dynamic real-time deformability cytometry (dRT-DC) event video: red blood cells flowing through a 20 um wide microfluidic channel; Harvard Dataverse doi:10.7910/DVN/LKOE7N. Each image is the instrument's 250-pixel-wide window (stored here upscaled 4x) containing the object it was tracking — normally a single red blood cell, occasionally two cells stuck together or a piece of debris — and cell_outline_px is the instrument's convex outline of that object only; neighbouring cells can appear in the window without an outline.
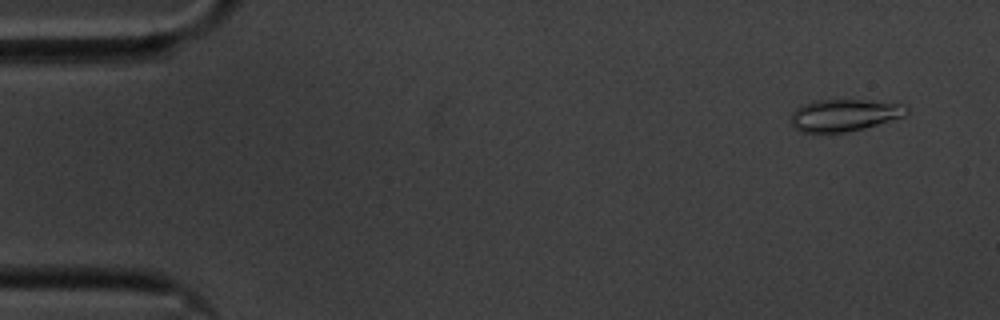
{"species": "common noctule bat (a hibernating species)", "species_latin": "Nyctalus noctula", "temperature_condition": "cold", "stored_images_in_passage": 56, "camera_frame_rate_fps": 3000, "um_per_image_px": 0.085, "animal": {"sex": "male", "body_mass_g": 20.1, "forearm_length_mm": 53.5}, "frame": {"image": 1, "passage_image": 4, "time_ms": 1.0, "image_size_px": [1000, 320], "cell_outline_px": [[908, 112], [904, 116], [864, 128], [848, 132], [800, 132], [792, 124], [792, 112], [796, 108], [812, 100], [864, 100], [900, 104], [908, 108]], "centroid_in_image_um": [71.74, 9.79], "position_along_channel_um": 13.3, "area_um2": 21.33}}
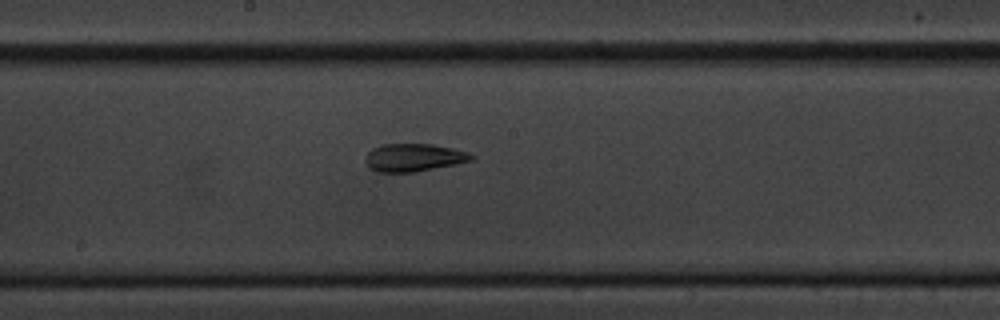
{"frame": {"image": 2, "passage_image": 30, "time_ms": 9.667, "image_size_px": [1000, 320], "cell_outline_px": [[476, 156], [472, 160], [456, 164], [416, 172], [380, 172], [368, 168], [364, 160], [364, 156], [372, 148], [384, 144], [432, 144], [452, 148], [468, 152]], "centroid_in_image_um": [35.15, 13.39], "position_along_channel_um": 213.1, "area_um2": 17.34}}
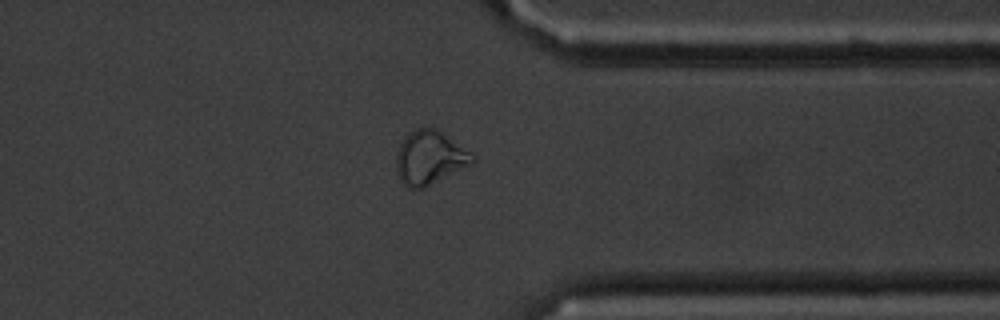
{"frame": {"image": 3, "passage_image": 44, "time_ms": 14.333, "image_size_px": [1000, 320], "cell_outline_px": [[476, 160], [472, 164], [424, 188], [408, 188], [400, 180], [396, 172], [396, 152], [404, 136], [408, 132], [416, 128], [432, 128], [440, 132], [472, 152], [476, 156]], "centroid_in_image_um": [36.51, 13.41], "position_along_channel_um": 374.9, "area_um2": 23.87}, "authors_computed_cell_mechanics": {"area_um2": 19.2763, "velocity_mm_per_s": 3.5573, "shape_relaxation_time_tau1_ms": null, "shape_relaxation_time_tau2_ms": 2.7409, "deformation_change_tau1": null, "deformation_change_tau2": 0.0745}}